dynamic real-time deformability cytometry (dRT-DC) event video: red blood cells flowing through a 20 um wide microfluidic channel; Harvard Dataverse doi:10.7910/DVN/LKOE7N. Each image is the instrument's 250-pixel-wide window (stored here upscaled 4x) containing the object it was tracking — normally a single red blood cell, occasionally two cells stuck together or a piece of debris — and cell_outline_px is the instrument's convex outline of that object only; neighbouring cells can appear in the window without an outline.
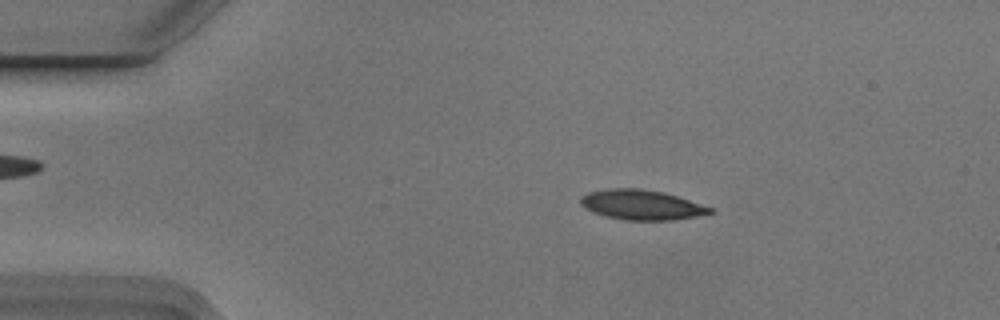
{"species": "Egyptian fruit bat (a non-hibernating species)", "species_latin": "Rousettus aegyptiacus", "temperature_condition": "cold", "stored_images_in_passage": 6, "camera_frame_rate_fps": 3000, "um_per_image_px": 0.085, "animal": {"sex": "male"}, "frame": {"image": 1, "passage_image": 2, "time_ms": 0.333, "image_size_px": [1000, 320], "cell_outline_px": [[716, 212], [672, 220], [624, 220], [604, 216], [592, 212], [584, 208], [580, 204], [580, 196], [588, 192], [604, 188], [640, 188], [664, 192], [716, 208]], "centroid_in_image_um": [54.52, 17.4], "position_along_channel_um": 30.5, "area_um2": 22.95}}
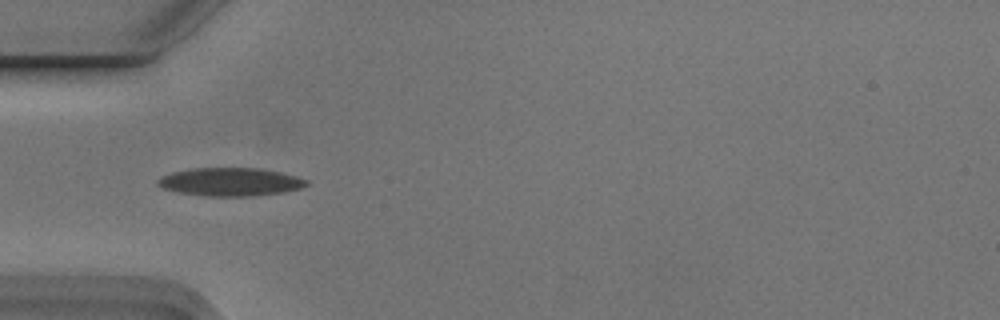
{"frame": {"image": 2, "passage_image": 4, "time_ms": 1.0, "image_size_px": [1000, 320], "cell_outline_px": [[308, 184], [300, 188], [284, 192], [252, 196], [204, 196], [180, 192], [164, 188], [156, 184], [156, 180], [160, 176], [172, 172], [192, 168], [260, 168], [280, 172], [296, 176], [308, 180]], "centroid_in_image_um": [19.56, 15.45], "position_along_channel_um": 65.4, "area_um2": 24.45}}
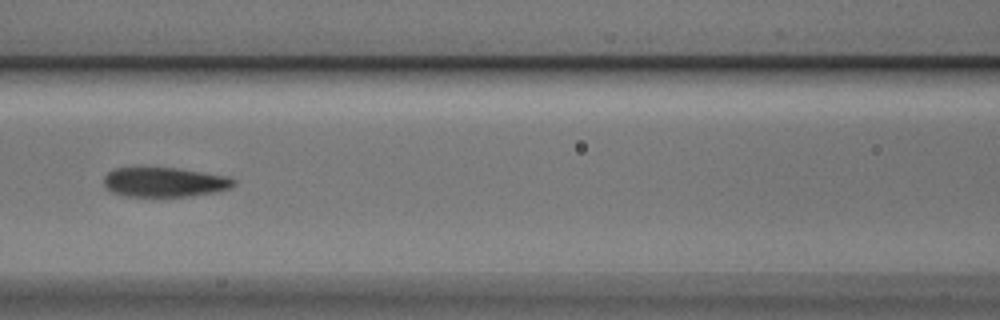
{"frame": {"image": 3, "passage_image": 6, "time_ms": 1.667, "image_size_px": [1000, 320], "cell_outline_px": [[236, 184], [232, 188], [216, 192], [192, 196], [128, 196], [112, 192], [104, 184], [104, 176], [108, 172], [116, 168], [176, 168], [228, 176], [236, 180]], "centroid_in_image_um": [14.04, 15.48], "position_along_channel_um": 152.6, "area_um2": 22.31}}